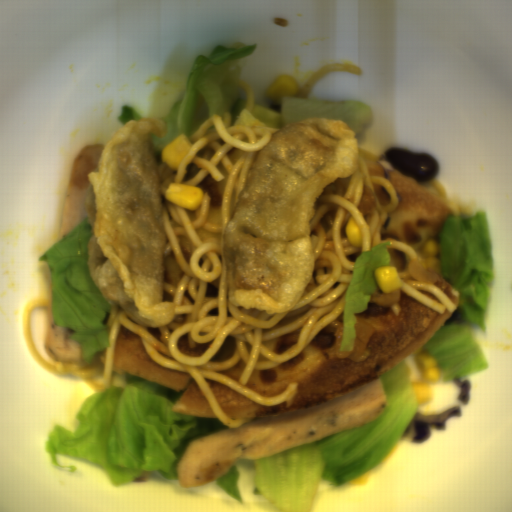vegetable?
<instances>
[{
	"label": "vegetable",
	"instance_id": "f1789d4c",
	"mask_svg": "<svg viewBox=\"0 0 512 512\" xmlns=\"http://www.w3.org/2000/svg\"><path fill=\"white\" fill-rule=\"evenodd\" d=\"M252 43H228L200 54L185 80L184 91L164 119L166 132L150 135L155 154L179 134L190 139L210 118L229 114L233 124L245 106V96L237 87L245 64L255 51Z\"/></svg>",
	"mask_w": 512,
	"mask_h": 512
},
{
	"label": "vegetable",
	"instance_id": "f7b5029e",
	"mask_svg": "<svg viewBox=\"0 0 512 512\" xmlns=\"http://www.w3.org/2000/svg\"><path fill=\"white\" fill-rule=\"evenodd\" d=\"M442 278L460 296L463 320L443 325L421 348L439 366L443 382L486 371L488 362L473 329H487L486 316L494 286V256L487 210L452 214L441 238Z\"/></svg>",
	"mask_w": 512,
	"mask_h": 512
},
{
	"label": "vegetable",
	"instance_id": "6e5ebb59",
	"mask_svg": "<svg viewBox=\"0 0 512 512\" xmlns=\"http://www.w3.org/2000/svg\"><path fill=\"white\" fill-rule=\"evenodd\" d=\"M390 244V241L377 244L359 255L354 263L342 319L339 350L344 353L354 350L356 315L367 309L370 297L379 288L374 274L378 268L389 266L391 255L387 246Z\"/></svg>",
	"mask_w": 512,
	"mask_h": 512
},
{
	"label": "vegetable",
	"instance_id": "ea0f7189",
	"mask_svg": "<svg viewBox=\"0 0 512 512\" xmlns=\"http://www.w3.org/2000/svg\"><path fill=\"white\" fill-rule=\"evenodd\" d=\"M387 406L370 424L330 435L259 460L235 462L215 485L243 504L238 466L255 475L252 495L281 512H311L321 482L334 488L374 470L400 442L420 404L404 359L380 376Z\"/></svg>",
	"mask_w": 512,
	"mask_h": 512
},
{
	"label": "vegetable",
	"instance_id": "8f37a823",
	"mask_svg": "<svg viewBox=\"0 0 512 512\" xmlns=\"http://www.w3.org/2000/svg\"><path fill=\"white\" fill-rule=\"evenodd\" d=\"M279 104L281 113L256 103L252 112L268 126L280 130L312 118L343 120L356 137L369 125L374 114L373 107L355 100H316L283 95Z\"/></svg>",
	"mask_w": 512,
	"mask_h": 512
},
{
	"label": "vegetable",
	"instance_id": "b0100df1",
	"mask_svg": "<svg viewBox=\"0 0 512 512\" xmlns=\"http://www.w3.org/2000/svg\"><path fill=\"white\" fill-rule=\"evenodd\" d=\"M139 119L142 118L133 106L127 104L120 107L117 122L120 123L122 127L130 121H137Z\"/></svg>",
	"mask_w": 512,
	"mask_h": 512
},
{
	"label": "vegetable",
	"instance_id": "96ceb2fe",
	"mask_svg": "<svg viewBox=\"0 0 512 512\" xmlns=\"http://www.w3.org/2000/svg\"><path fill=\"white\" fill-rule=\"evenodd\" d=\"M91 232L88 216L39 259L52 282L53 321L73 331L68 339L78 344L88 366L110 346L104 320L112 311L89 270Z\"/></svg>",
	"mask_w": 512,
	"mask_h": 512
},
{
	"label": "vegetable",
	"instance_id": "add77e79",
	"mask_svg": "<svg viewBox=\"0 0 512 512\" xmlns=\"http://www.w3.org/2000/svg\"><path fill=\"white\" fill-rule=\"evenodd\" d=\"M182 395L127 373L124 382L86 398L75 413L78 427L50 430L45 449L57 456L95 463L114 486L142 474L178 480V464L192 439L227 430L217 419L180 415L173 407Z\"/></svg>",
	"mask_w": 512,
	"mask_h": 512
}]
</instances>
